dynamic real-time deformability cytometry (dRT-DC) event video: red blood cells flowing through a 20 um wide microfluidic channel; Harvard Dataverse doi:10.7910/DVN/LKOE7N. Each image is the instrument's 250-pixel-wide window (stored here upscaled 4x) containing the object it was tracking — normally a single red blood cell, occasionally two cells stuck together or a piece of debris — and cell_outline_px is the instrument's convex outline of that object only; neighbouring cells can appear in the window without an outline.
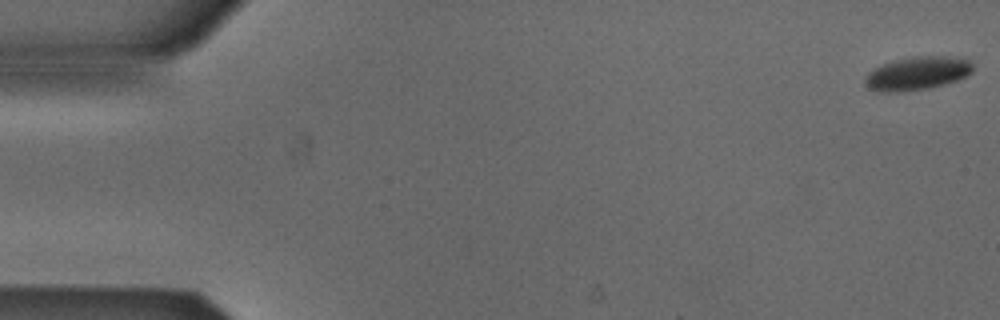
{"species": "Egyptian fruit bat (a non-hibernating species)", "species_latin": "Rousettus aegyptiacus", "temperature_condition": "cold", "stored_images_in_passage": 5, "camera_frame_rate_fps": 3000, "um_per_image_px": 0.085, "animal": {"sex": "male"}, "frame": {"image": 1, "passage_image": 1, "time_ms": 0.0, "image_size_px": [1000, 320], "cell_outline_px": [[972, 72], [956, 80], [944, 84], [928, 88], [896, 92], [884, 92], [868, 88], [864, 84], [864, 80], [868, 72], [884, 64], [896, 60], [916, 56], [944, 56], [968, 60], [972, 64]], "centroid_in_image_um": [77.94, 6.24], "position_along_channel_um": 7.1, "area_um2": 20.52}}